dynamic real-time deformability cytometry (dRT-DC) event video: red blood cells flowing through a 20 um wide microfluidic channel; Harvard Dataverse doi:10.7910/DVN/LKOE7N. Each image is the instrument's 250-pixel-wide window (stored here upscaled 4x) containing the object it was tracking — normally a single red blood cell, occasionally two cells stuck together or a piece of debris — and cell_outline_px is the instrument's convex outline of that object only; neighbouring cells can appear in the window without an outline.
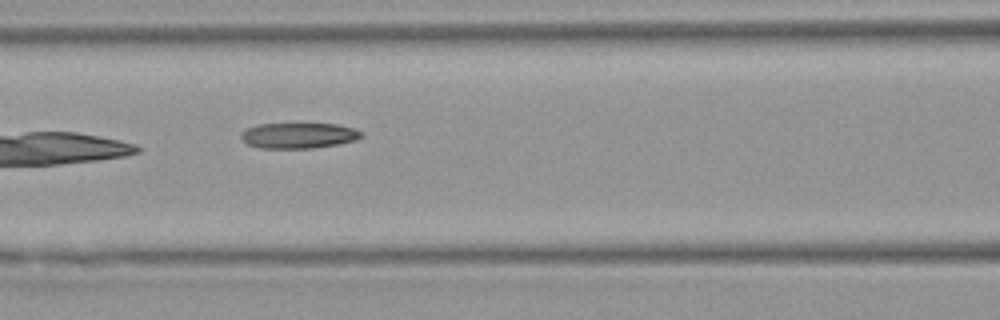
{"species": "Egyptian fruit bat (a non-hibernating species)", "species_latin": "Rousettus aegyptiacus", "temperature_condition": "warm", "stored_images_in_passage": 9, "camera_frame_rate_fps": 3000, "um_per_image_px": 0.085, "animal": {"sex": "female"}, "frame": {"image": 1, "passage_image": 7, "time_ms": 7.333, "image_size_px": [1000, 320], "cell_outline_px": [[364, 136], [356, 140], [340, 144], [312, 148], [260, 148], [248, 144], [240, 140], [240, 132], [244, 128], [256, 124], [336, 124], [356, 128], [364, 132]], "centroid_in_image_um": [25.38, 11.51], "position_along_channel_um": 141.2, "area_um2": 18.32}}
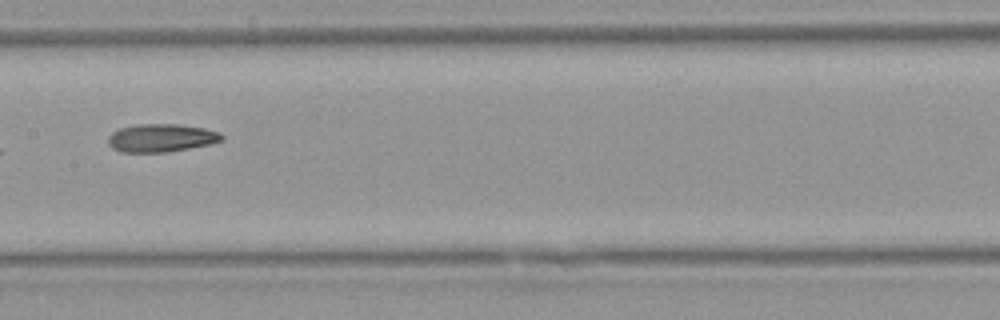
{"frame": {"image": 2, "passage_image": 8, "time_ms": 8.667, "image_size_px": [1000, 320], "cell_outline_px": [[224, 140], [212, 144], [168, 152], [120, 152], [112, 148], [108, 144], [108, 136], [112, 132], [120, 128], [136, 124], [176, 124], [204, 128], [220, 132], [224, 136]], "centroid_in_image_um": [13.72, 11.73], "position_along_channel_um": 193.7, "area_um2": 18.79}}
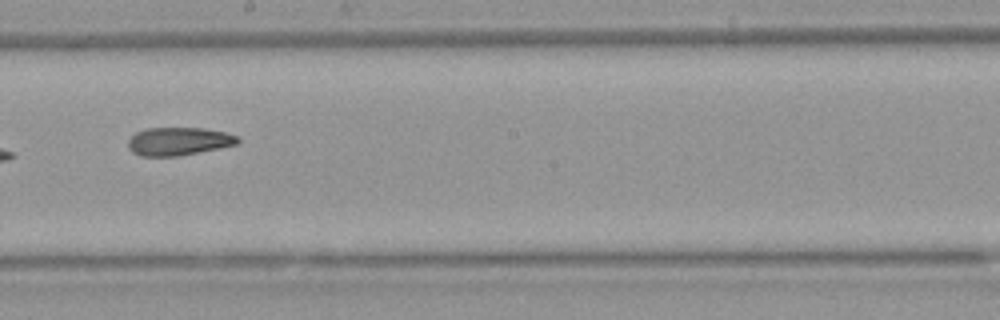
{"frame": {"image": 3, "passage_image": 9, "time_ms": 9.667, "image_size_px": [1000, 320], "cell_outline_px": [[240, 140], [236, 144], [220, 148], [180, 156], [140, 156], [132, 152], [128, 148], [128, 140], [136, 132], [144, 128], [204, 128], [224, 132], [240, 136]], "centroid_in_image_um": [15.18, 12.01], "position_along_channel_um": 233.0, "area_um2": 18.09}}